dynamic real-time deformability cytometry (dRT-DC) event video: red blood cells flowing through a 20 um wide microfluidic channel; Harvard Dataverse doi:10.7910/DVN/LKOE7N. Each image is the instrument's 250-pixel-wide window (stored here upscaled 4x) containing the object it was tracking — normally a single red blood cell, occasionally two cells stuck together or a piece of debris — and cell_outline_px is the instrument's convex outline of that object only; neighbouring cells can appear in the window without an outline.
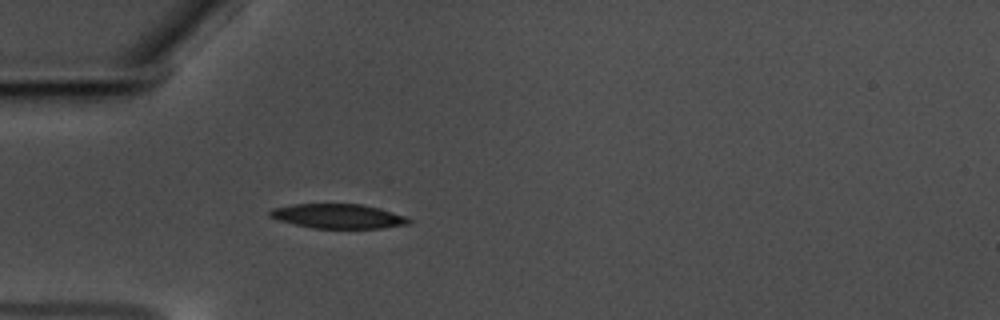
{"species": "common noctule bat (a hibernating species)", "species_latin": "Nyctalus noctula", "temperature_condition": "warm", "stored_images_in_passage": 41, "camera_frame_rate_fps": 3000, "um_per_image_px": 0.085, "animal": {"sex": "male", "body_mass_g": 17.5, "forearm_length_mm": 52.3}, "frame": {"image": 1, "passage_image": 1, "time_ms": 0.0, "image_size_px": [1000, 320], "cell_outline_px": [[412, 220], [408, 224], [380, 228], [312, 228], [280, 220], [268, 216], [268, 212], [272, 208], [292, 204], [364, 204], [404, 216]], "centroid_in_image_um": [28.7, 18.37], "position_along_channel_um": 56.3, "area_um2": 19.59}}
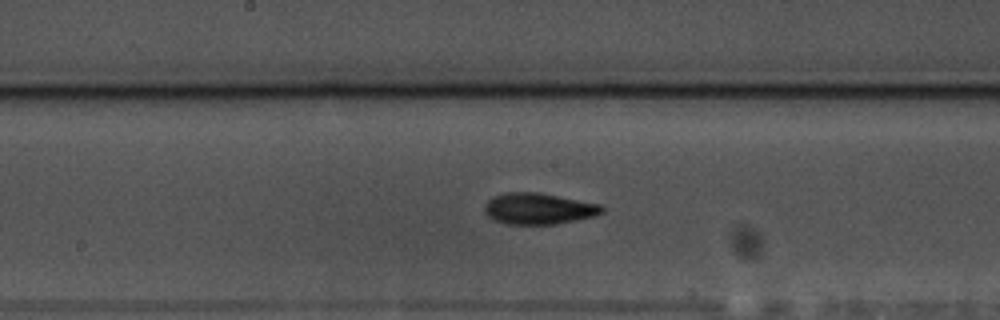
{"frame": {"image": 2, "passage_image": 14, "time_ms": 4.333, "image_size_px": [1000, 320], "cell_outline_px": [[604, 212], [596, 216], [556, 224], [508, 224], [496, 220], [488, 216], [484, 212], [484, 204], [492, 196], [508, 192], [540, 192], [600, 204], [604, 208]], "centroid_in_image_um": [45.79, 17.73], "position_along_channel_um": 202.4, "area_um2": 21.5}}
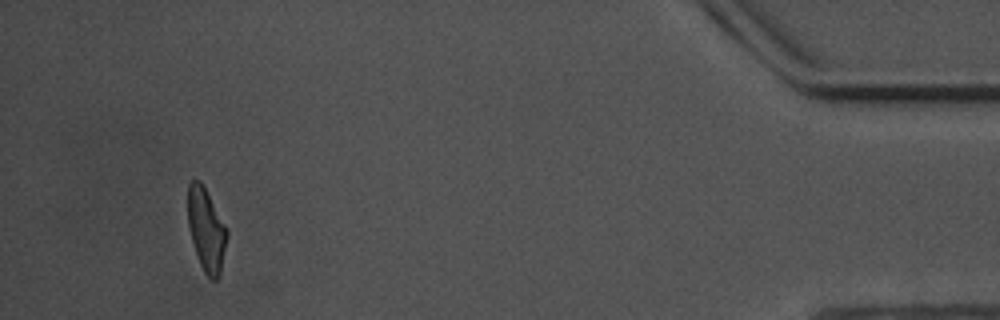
{"frame": {"image": 3, "passage_image": 38, "time_ms": 12.333, "image_size_px": [1000, 320], "cell_outline_px": [[228, 236], [220, 276], [216, 280], [212, 280], [204, 272], [200, 264], [192, 240], [188, 224], [188, 184], [192, 180], [200, 180], [228, 228]], "centroid_in_image_um": [17.56, 19.54], "position_along_channel_um": 417.6, "area_um2": 18.96}, "authors_computed_cell_mechanics": {"area_um2": 20.0566, "velocity_mm_per_s": 3.5399, "shape_relaxation_time_tau1_ms": 4.3859, "shape_relaxation_time_tau2_ms": 4.1563, "deformation_change_tau1": 0.1756, "deformation_change_tau2": 0.0848}}